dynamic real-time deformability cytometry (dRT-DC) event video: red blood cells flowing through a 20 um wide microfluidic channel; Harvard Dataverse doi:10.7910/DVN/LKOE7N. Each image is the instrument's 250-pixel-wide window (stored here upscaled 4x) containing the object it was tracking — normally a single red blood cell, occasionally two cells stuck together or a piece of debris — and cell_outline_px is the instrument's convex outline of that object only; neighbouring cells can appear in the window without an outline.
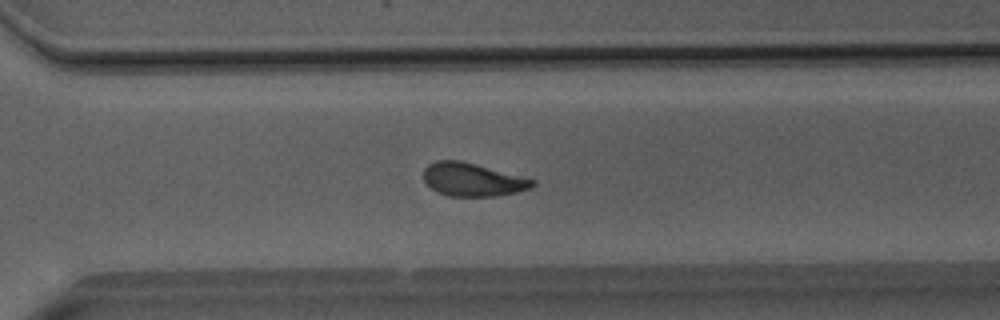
{"species": "Egyptian fruit bat (a non-hibernating species)", "species_latin": "Rousettus aegyptiacus", "temperature_condition": "room temperature", "stored_images_in_passage": 48, "camera_frame_rate_fps": 3000, "um_per_image_px": 0.085, "animal": {"sex": "male"}, "frame": {"image": 1, "passage_image": 33, "time_ms": 10.667, "image_size_px": [1000, 320], "cell_outline_px": [[536, 184], [532, 188], [516, 192], [496, 196], [448, 196], [436, 192], [424, 180], [424, 168], [428, 164], [436, 160], [460, 160], [476, 164], [536, 180]], "centroid_in_image_um": [40.17, 15.27], "position_along_channel_um": 330.4, "area_um2": 21.1}}
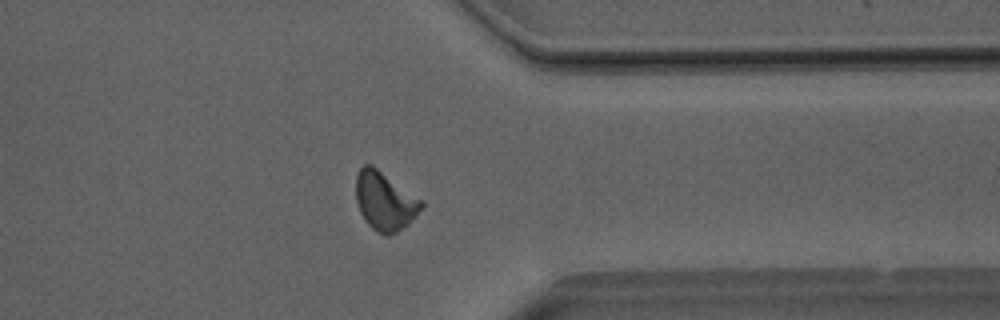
{"frame": {"image": 2, "passage_image": 37, "time_ms": 12.0, "image_size_px": [1000, 320], "cell_outline_px": [[424, 208], [408, 224], [396, 232], [388, 236], [384, 236], [376, 232], [364, 220], [360, 212], [356, 200], [356, 172], [364, 164], [372, 164], [424, 200]], "centroid_in_image_um": [32.73, 17.08], "position_along_channel_um": 378.7, "area_um2": 22.83}}
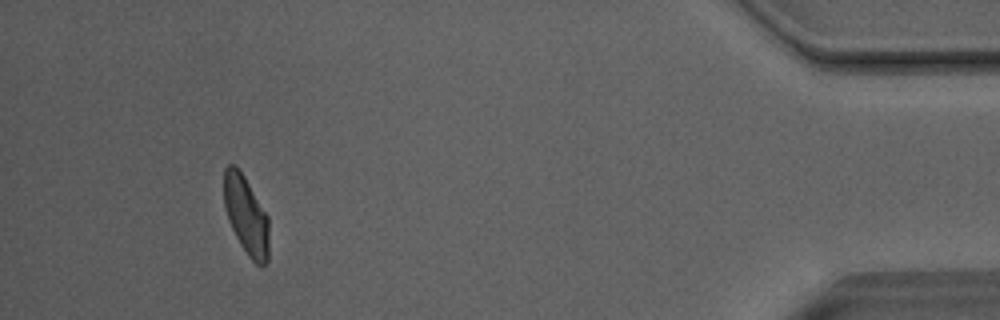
{"frame": {"image": 3, "passage_image": 44, "time_ms": 14.333, "image_size_px": [1000, 320], "cell_outline_px": [[268, 260], [260, 268], [248, 256], [240, 244], [228, 220], [224, 204], [224, 168], [228, 164], [236, 164], [244, 176], [268, 216]], "centroid_in_image_um": [20.91, 18.3], "position_along_channel_um": 414.3, "area_um2": 20.58}, "authors_computed_cell_mechanics": {"area_um2": 21.9062, "velocity_mm_per_s": 4.0375, "shape_relaxation_time_tau1_ms": 5.2196, "shape_relaxation_time_tau2_ms": 2.5255, "deformation_change_tau1": 0.1521, "deformation_change_tau2": 0.0827}}